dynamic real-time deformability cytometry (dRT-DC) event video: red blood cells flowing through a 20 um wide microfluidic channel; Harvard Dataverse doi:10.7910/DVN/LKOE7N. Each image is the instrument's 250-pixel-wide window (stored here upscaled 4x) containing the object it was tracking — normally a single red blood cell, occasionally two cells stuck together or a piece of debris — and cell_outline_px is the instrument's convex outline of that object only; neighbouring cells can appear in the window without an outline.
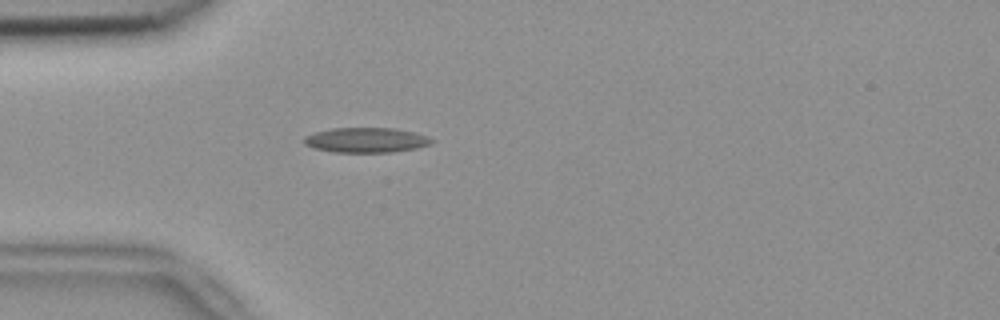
{"species": "common noctule bat (a hibernating species)", "species_latin": "Nyctalus noctula", "temperature_condition": "room temperature", "stored_images_in_passage": 41, "camera_frame_rate_fps": 3000, "um_per_image_px": 0.085, "animal": {"sex": "female", "body_mass_g": 18.4}, "frame": {"image": 1, "passage_image": 3, "time_ms": 0.667, "image_size_px": [1000, 320], "cell_outline_px": [[436, 140], [428, 144], [416, 148], [392, 152], [332, 152], [312, 148], [304, 144], [304, 136], [316, 132], [332, 128], [396, 128], [428, 136]], "centroid_in_image_um": [31.1, 11.91], "position_along_channel_um": 53.9, "area_um2": 18.55}}
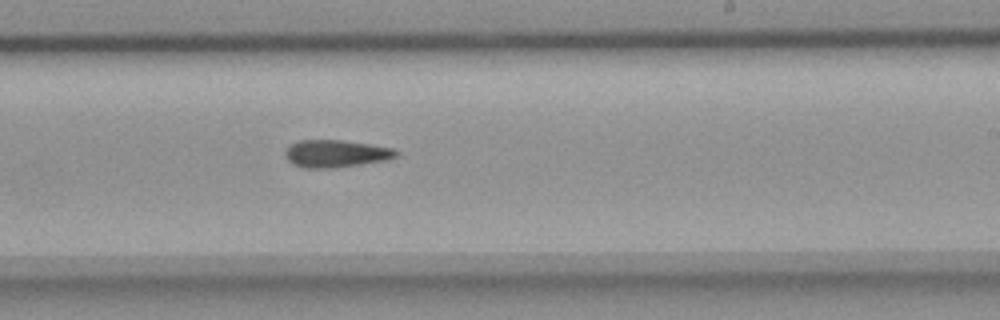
{"frame": {"image": 2, "passage_image": 20, "time_ms": 6.333, "image_size_px": [1000, 320], "cell_outline_px": [[400, 156], [384, 160], [336, 168], [304, 168], [292, 164], [284, 156], [284, 148], [288, 144], [300, 140], [340, 140], [368, 144], [392, 148], [400, 152]], "centroid_in_image_um": [28.49, 13.06], "position_along_channel_um": 260.5, "area_um2": 17.92}}
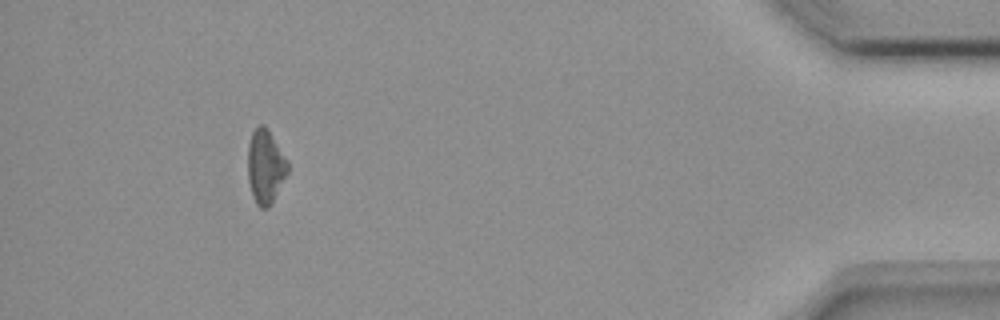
{"frame": {"image": 3, "passage_image": 37, "time_ms": 12.0, "image_size_px": [1000, 320], "cell_outline_px": [[288, 172], [272, 204], [268, 208], [260, 208], [256, 204], [252, 196], [248, 180], [248, 144], [252, 132], [260, 124], [264, 124], [268, 128], [288, 160]], "centroid_in_image_um": [22.56, 14.16], "position_along_channel_um": 412.6, "area_um2": 17.46}}